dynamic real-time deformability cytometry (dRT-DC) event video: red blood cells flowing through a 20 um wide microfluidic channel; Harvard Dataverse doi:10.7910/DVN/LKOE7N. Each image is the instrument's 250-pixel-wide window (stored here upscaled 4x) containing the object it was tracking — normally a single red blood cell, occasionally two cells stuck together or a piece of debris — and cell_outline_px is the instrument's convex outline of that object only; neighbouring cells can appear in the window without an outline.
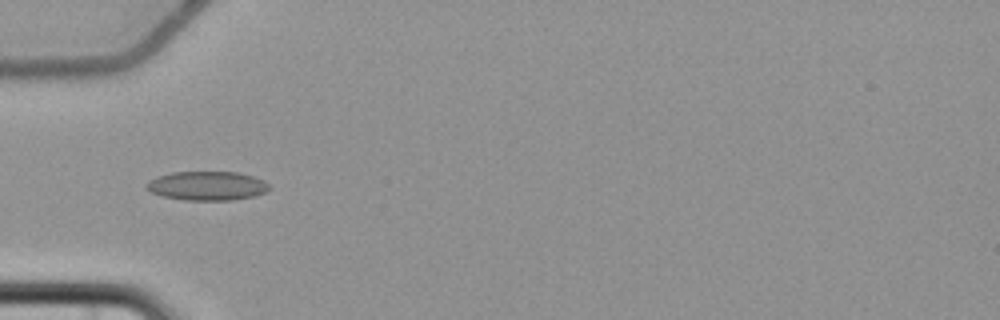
{"species": "common noctule bat (a hibernating species)", "species_latin": "Nyctalus noctula", "temperature_condition": "cold", "stored_images_in_passage": 7, "camera_frame_rate_fps": 3000, "um_per_image_px": 0.085, "animal": {"sex": "female", "body_mass_g": 22.7, "forearm_length_mm": 54.2}, "frame": {"image": 1, "passage_image": 6, "time_ms": 6.0, "image_size_px": [1000, 320], "cell_outline_px": [[268, 188], [264, 192], [256, 196], [232, 200], [184, 200], [164, 196], [152, 192], [148, 188], [148, 180], [156, 176], [172, 172], [236, 172], [252, 176], [264, 180], [268, 184]], "centroid_in_image_um": [17.61, 15.79], "position_along_channel_um": 67.4, "area_um2": 20.58}}
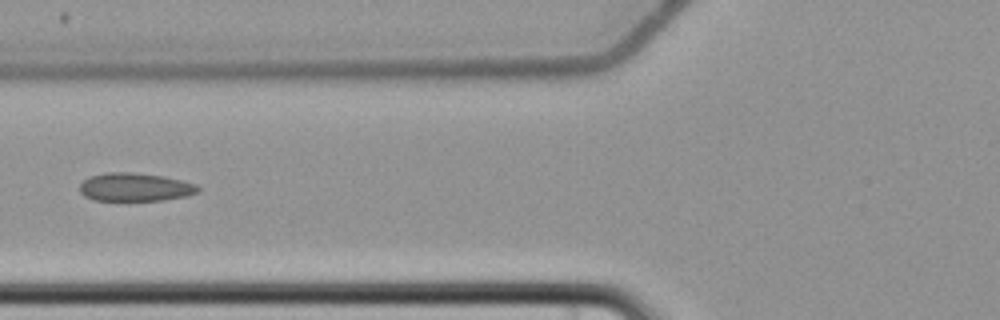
{"frame": {"image": 2, "passage_image": 7, "time_ms": 7.333, "image_size_px": [1000, 320], "cell_outline_px": [[200, 188], [196, 192], [188, 196], [164, 200], [92, 200], [84, 196], [80, 192], [80, 184], [88, 176], [108, 172], [132, 172], [164, 176], [196, 184]], "centroid_in_image_um": [11.46, 15.9], "position_along_channel_um": 114.3, "area_um2": 19.54}}